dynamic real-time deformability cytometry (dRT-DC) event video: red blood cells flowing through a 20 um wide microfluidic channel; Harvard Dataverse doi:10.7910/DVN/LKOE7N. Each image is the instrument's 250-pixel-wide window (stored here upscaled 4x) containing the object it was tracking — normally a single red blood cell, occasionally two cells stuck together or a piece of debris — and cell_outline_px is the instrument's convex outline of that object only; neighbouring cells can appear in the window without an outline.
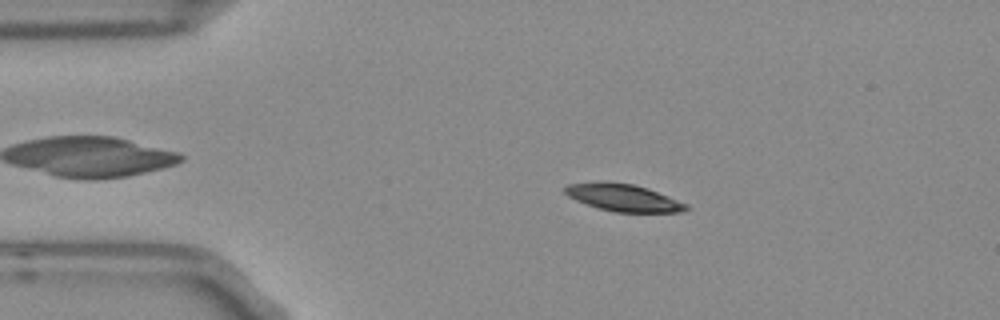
{"species": "Egyptian fruit bat (a non-hibernating species)", "species_latin": "Rousettus aegyptiacus", "temperature_condition": "room temperature", "stored_images_in_passage": 52, "camera_frame_rate_fps": 3000, "um_per_image_px": 0.085, "frame": {"image": 1, "passage_image": 9, "time_ms": 2.667, "image_size_px": [1000, 320], "cell_outline_px": [[692, 208], [684, 212], [616, 212], [600, 208], [576, 200], [568, 196], [564, 192], [564, 188], [568, 184], [596, 180], [604, 180], [632, 184], [648, 188], [688, 204]], "centroid_in_image_um": [52.99, 16.78], "position_along_channel_um": 32.0, "area_um2": 19.48}}
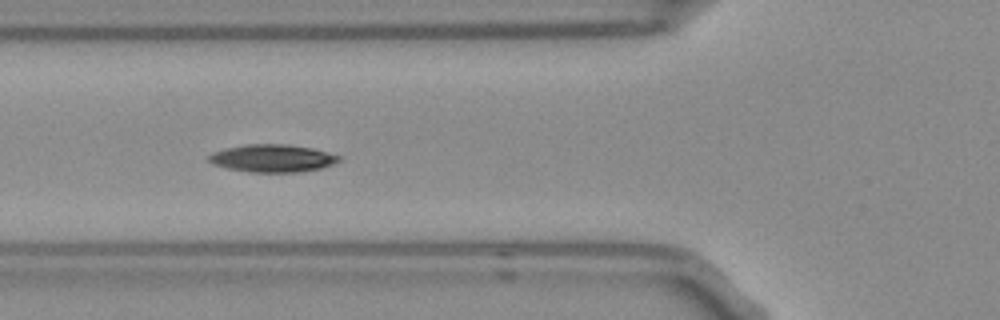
{"frame": {"image": 2, "passage_image": 18, "time_ms": 5.667, "image_size_px": [1000, 320], "cell_outline_px": [[340, 160], [332, 164], [320, 168], [300, 172], [248, 172], [228, 168], [212, 164], [208, 160], [208, 156], [212, 152], [224, 148], [244, 144], [288, 144], [312, 148], [340, 156]], "centroid_in_image_um": [23.11, 13.44], "position_along_channel_um": 102.7, "area_um2": 20.98}}
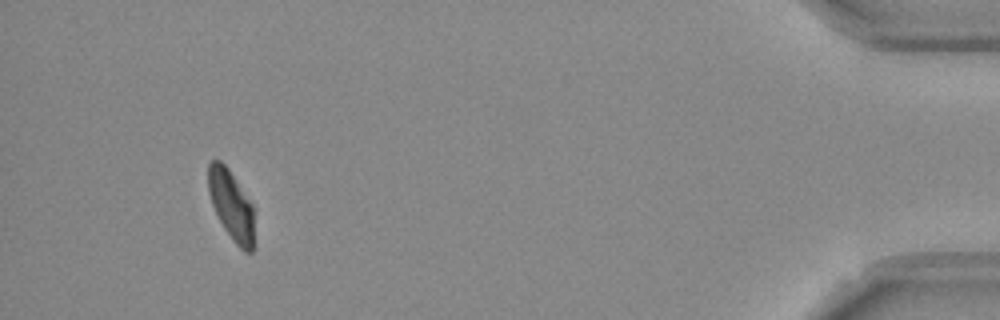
{"frame": {"image": 3, "passage_image": 49, "time_ms": 16.0, "image_size_px": [1000, 320], "cell_outline_px": [[252, 252], [244, 252], [232, 240], [224, 228], [212, 204], [208, 192], [208, 164], [212, 160], [220, 160], [228, 168], [252, 204]], "centroid_in_image_um": [19.62, 17.4], "position_along_channel_um": 415.6, "area_um2": 18.21}, "authors_computed_cell_mechanics": {"area_um2": 19.9988, "velocity_mm_per_s": 3.7325, "shape_relaxation_time_tau1_ms": 6.5886, "shape_relaxation_time_tau2_ms": 5.4859, "deformation_change_tau1": 0.1537, "deformation_change_tau2": 0.079}}